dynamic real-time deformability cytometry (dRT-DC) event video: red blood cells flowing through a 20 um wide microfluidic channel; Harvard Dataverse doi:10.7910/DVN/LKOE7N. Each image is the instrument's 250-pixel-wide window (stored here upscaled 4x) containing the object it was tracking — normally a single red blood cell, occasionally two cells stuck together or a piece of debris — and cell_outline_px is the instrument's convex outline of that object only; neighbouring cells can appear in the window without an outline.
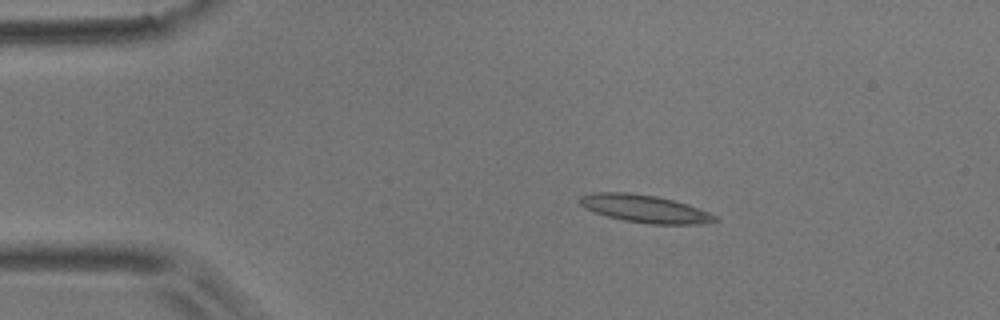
{"species": "common noctule bat (a hibernating species)", "species_latin": "Nyctalus noctula", "temperature_condition": "room temperature", "stored_images_in_passage": 7, "camera_frame_rate_fps": 3000, "um_per_image_px": 0.085, "animal": {"sex": "male", "body_mass_g": 17.9}, "frame": {"image": 1, "passage_image": 1, "time_ms": 0.0, "image_size_px": [1000, 320], "cell_outline_px": [[720, 220], [700, 224], [652, 224], [624, 220], [608, 216], [584, 208], [580, 204], [580, 196], [592, 192], [628, 192], [656, 196], [688, 204], [708, 212], [716, 216]], "centroid_in_image_um": [54.81, 17.73], "position_along_channel_um": 30.2, "area_um2": 21.62}}
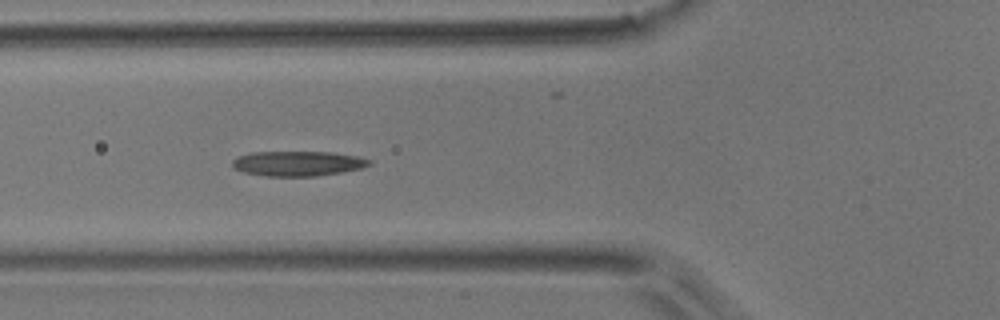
{"frame": {"image": 2, "passage_image": 4, "time_ms": 3.333, "image_size_px": [1000, 320], "cell_outline_px": [[372, 164], [360, 168], [340, 172], [316, 176], [264, 176], [244, 172], [236, 168], [232, 164], [232, 160], [236, 156], [252, 152], [332, 152], [360, 156], [372, 160]], "centroid_in_image_um": [25.33, 13.89], "position_along_channel_um": 100.5, "area_um2": 19.94}}
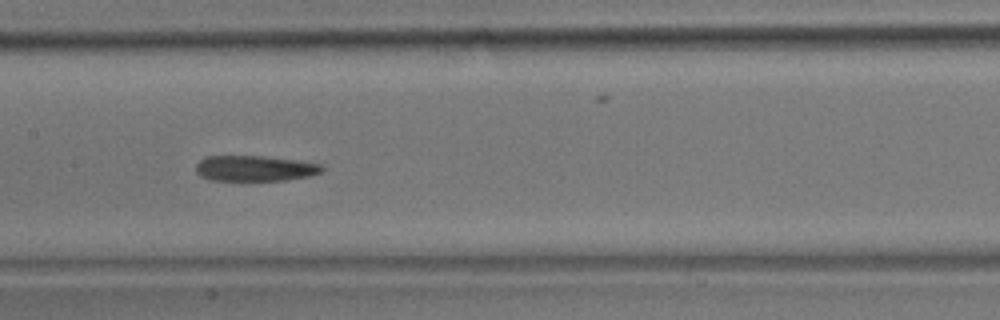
{"frame": {"image": 3, "passage_image": 6, "time_ms": 5.667, "image_size_px": [1000, 320], "cell_outline_px": [[324, 168], [320, 172], [308, 176], [284, 180], [208, 180], [200, 176], [196, 172], [196, 164], [200, 160], [208, 156], [264, 156], [296, 160], [324, 164]], "centroid_in_image_um": [21.65, 14.3], "position_along_channel_um": 185.8, "area_um2": 18.79}}